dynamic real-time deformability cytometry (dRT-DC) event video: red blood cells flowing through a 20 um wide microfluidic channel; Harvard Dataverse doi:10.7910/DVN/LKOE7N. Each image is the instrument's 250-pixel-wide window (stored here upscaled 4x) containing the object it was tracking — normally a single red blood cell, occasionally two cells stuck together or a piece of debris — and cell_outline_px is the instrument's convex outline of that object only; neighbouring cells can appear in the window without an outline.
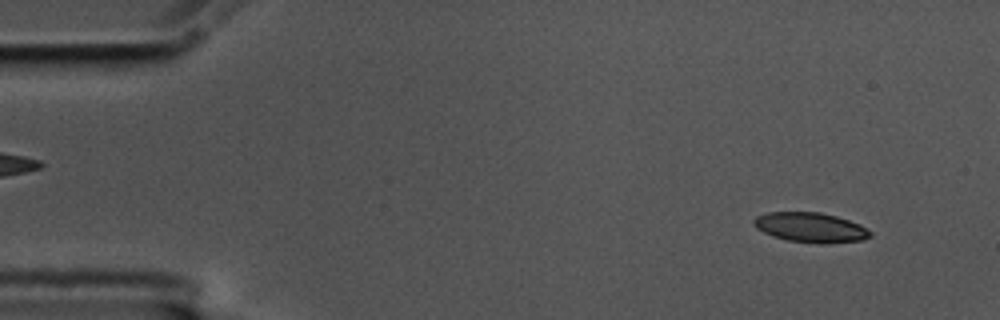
{"species": "common noctule bat (a hibernating species)", "species_latin": "Nyctalus noctula", "temperature_condition": "cold", "stored_images_in_passage": 57, "camera_frame_rate_fps": 3000, "um_per_image_px": 0.085, "animal": {"sex": "male", "body_mass_g": 17.5, "forearm_length_mm": 52.3}, "frame": {"image": 1, "passage_image": 4, "time_ms": 1.0, "image_size_px": [1000, 320], "cell_outline_px": [[872, 236], [864, 240], [824, 244], [820, 244], [788, 240], [772, 236], [756, 228], [752, 224], [752, 220], [756, 216], [768, 212], [820, 212], [836, 216], [860, 224], [872, 232]], "centroid_in_image_um": [68.9, 19.34], "position_along_channel_um": 16.1, "area_um2": 20.4}}
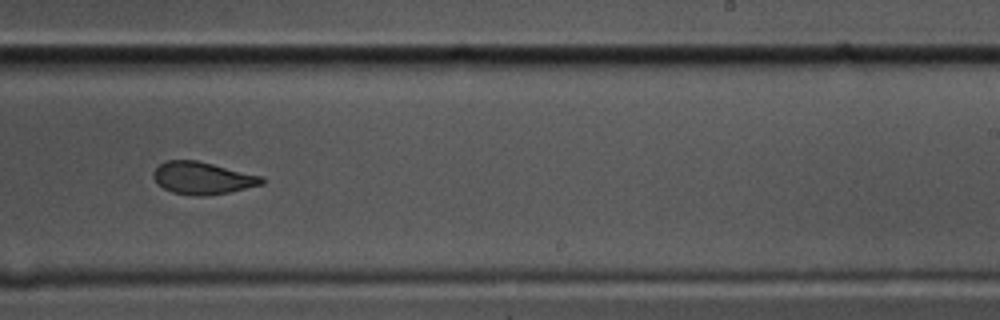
{"frame": {"image": 2, "passage_image": 35, "time_ms": 11.333, "image_size_px": [1000, 320], "cell_outline_px": [[264, 184], [228, 192], [204, 196], [192, 196], [172, 192], [164, 188], [152, 176], [152, 172], [160, 164], [168, 160], [196, 160], [264, 176]], "centroid_in_image_um": [17.23, 15.13], "position_along_channel_um": 271.8, "area_um2": 20.35}}
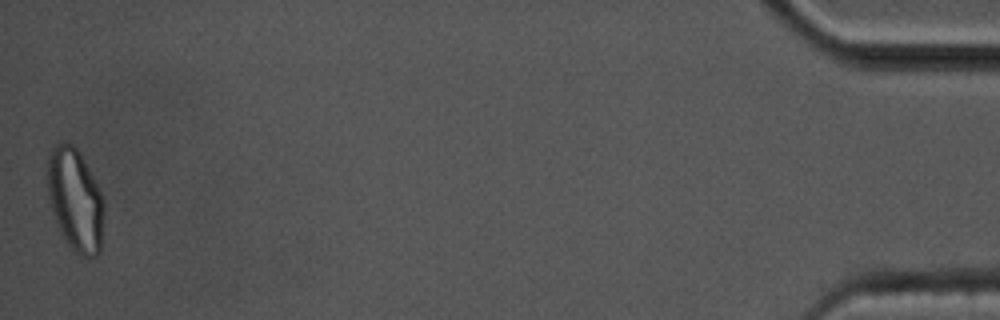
{"frame": {"image": 3, "passage_image": 57, "time_ms": 18.667, "image_size_px": [1000, 320], "cell_outline_px": [[104, 216], [100, 252], [96, 256], [88, 260], [80, 256], [68, 244], [60, 232], [56, 224], [48, 196], [48, 156], [52, 148], [56, 144], [72, 144], [80, 152], [100, 192], [104, 204]], "centroid_in_image_um": [6.41, 17.05], "position_along_channel_um": 428.8, "area_um2": 33.7}, "authors_computed_cell_mechanics": {"area_um2": 21.386, "velocity_mm_per_s": 3.4314, "shape_relaxation_time_tau1_ms": 4.8883, "shape_relaxation_time_tau2_ms": 2.7799, "deformation_change_tau1": 0.1418, "deformation_change_tau2": 0.0761}}